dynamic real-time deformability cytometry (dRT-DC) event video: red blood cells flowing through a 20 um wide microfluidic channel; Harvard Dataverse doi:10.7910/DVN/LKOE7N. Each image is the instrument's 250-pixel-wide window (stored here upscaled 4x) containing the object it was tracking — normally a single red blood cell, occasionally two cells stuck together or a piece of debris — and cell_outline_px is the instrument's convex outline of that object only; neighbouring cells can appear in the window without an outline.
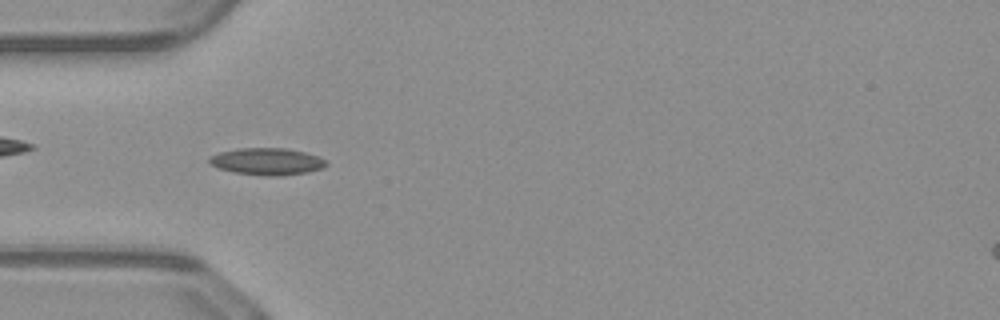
{"species": "common noctule bat (a hibernating species)", "species_latin": "Nyctalus noctula", "temperature_condition": "warm", "stored_images_in_passage": 51, "camera_frame_rate_fps": 3000, "um_per_image_px": 0.085, "animal": {"sex": "male", "body_mass_g": 23.1, "forearm_length_mm": 52.7}, "frame": {"image": 1, "passage_image": 16, "time_ms": 5.0, "image_size_px": [1000, 320], "cell_outline_px": [[328, 164], [324, 168], [308, 172], [280, 176], [268, 176], [232, 172], [216, 168], [208, 160], [208, 156], [220, 152], [236, 148], [288, 148], [320, 156]], "centroid_in_image_um": [22.69, 13.72], "position_along_channel_um": 62.3, "area_um2": 18.61}}
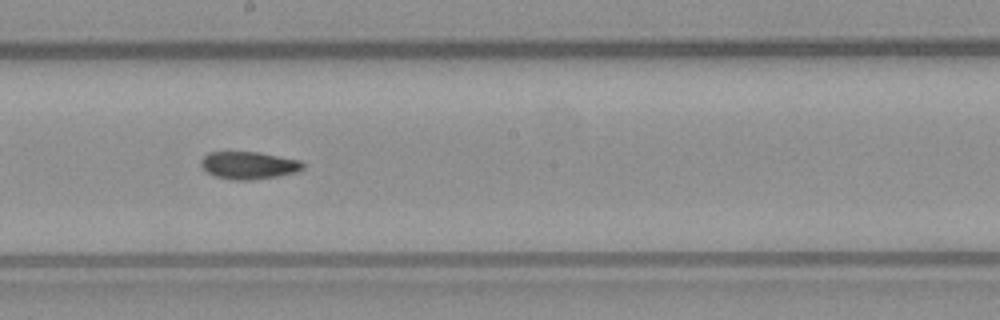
{"frame": {"image": 2, "passage_image": 28, "time_ms": 9.0, "image_size_px": [1000, 320], "cell_outline_px": [[304, 168], [296, 172], [276, 176], [252, 180], [236, 180], [216, 176], [208, 172], [200, 164], [200, 160], [208, 152], [260, 152], [300, 160], [304, 164]], "centroid_in_image_um": [21.15, 14.04], "position_along_channel_um": 227.0, "area_um2": 16.24}}
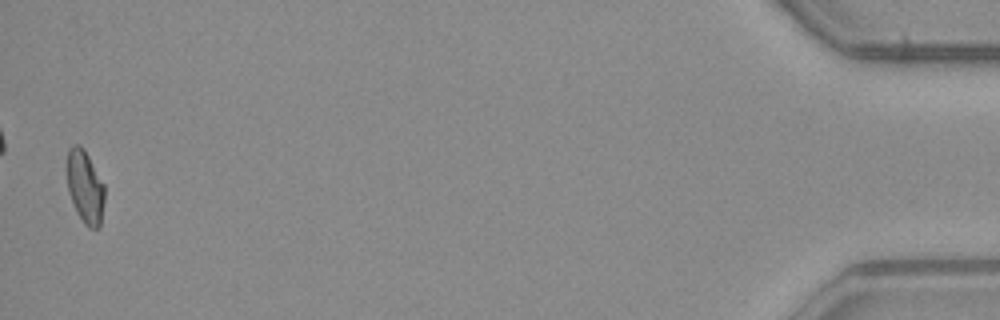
{"frame": {"image": 3, "passage_image": 50, "time_ms": 16.333, "image_size_px": [1000, 320], "cell_outline_px": [[104, 200], [100, 228], [88, 228], [84, 224], [76, 212], [68, 192], [64, 168], [68, 148], [72, 144], [80, 144], [84, 148], [104, 184]], "centroid_in_image_um": [7.18, 15.84], "position_along_channel_um": 428.0, "area_um2": 16.65}, "authors_computed_cell_mechanics": {"area_um2": 16.2996, "velocity_mm_per_s": 4.1193, "shape_relaxation_time_tau1_ms": null, "shape_relaxation_time_tau2_ms": 3.74, "deformation_change_tau1": null, "deformation_change_tau2": 0.0846}}